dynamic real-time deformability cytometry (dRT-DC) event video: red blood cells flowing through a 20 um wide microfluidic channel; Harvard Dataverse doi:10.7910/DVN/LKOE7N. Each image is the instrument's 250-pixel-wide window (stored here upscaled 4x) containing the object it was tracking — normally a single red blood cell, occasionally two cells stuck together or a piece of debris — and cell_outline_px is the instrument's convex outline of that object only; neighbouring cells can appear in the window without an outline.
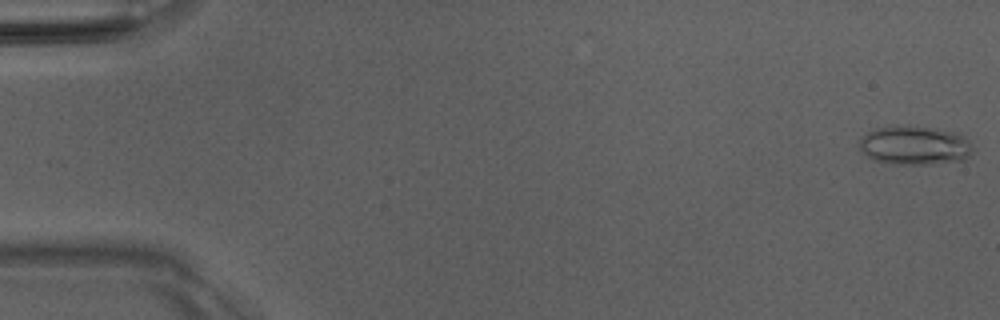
{"species": "Egyptian fruit bat (a non-hibernating species)", "species_latin": "Rousettus aegyptiacus", "temperature_condition": "room temperature", "stored_images_in_passage": 51, "camera_frame_rate_fps": 3000, "um_per_image_px": 0.085, "animal": {"sex": "male"}, "frame": {"image": 1, "passage_image": 1, "time_ms": 0.0, "image_size_px": [1000, 320], "cell_outline_px": [[972, 152], [964, 160], [932, 164], [892, 164], [876, 160], [860, 152], [860, 136], [876, 128], [892, 124], [908, 124], [936, 128], [960, 132], [968, 140], [972, 148]], "centroid_in_image_um": [77.74, 12.32], "position_along_channel_um": 7.3, "area_um2": 26.41}}
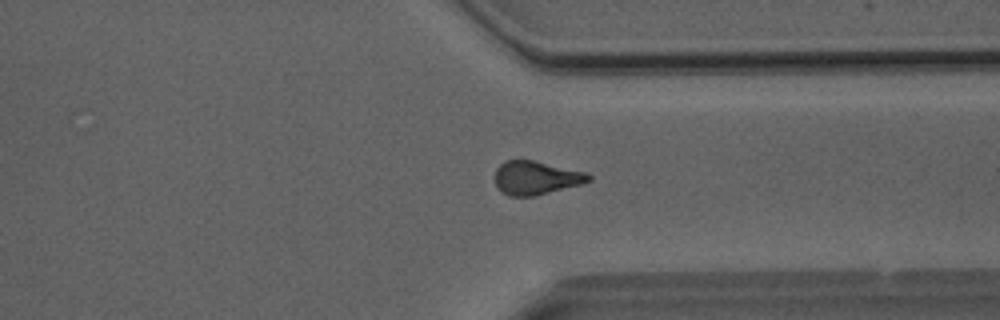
{"frame": {"image": 2, "passage_image": 39, "time_ms": 12.667, "image_size_px": [1000, 320], "cell_outline_px": [[592, 180], [584, 184], [536, 196], [508, 196], [496, 188], [496, 168], [504, 160], [532, 160], [588, 172], [592, 176]], "centroid_in_image_um": [45.6, 15.12], "position_along_channel_um": 365.8, "area_um2": 18.67}}
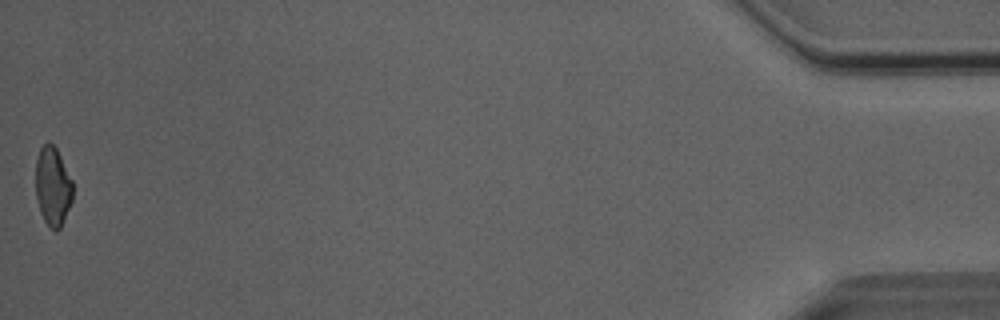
{"frame": {"image": 3, "passage_image": 51, "time_ms": 16.667, "image_size_px": [1000, 320], "cell_outline_px": [[72, 200], [64, 220], [60, 228], [56, 232], [44, 220], [40, 212], [36, 196], [36, 160], [40, 148], [48, 140], [56, 148], [72, 180]], "centroid_in_image_um": [4.48, 15.83], "position_along_channel_um": 430.7, "area_um2": 16.94}, "authors_computed_cell_mechanics": {"area_um2": 18.6694, "velocity_mm_per_s": 4.0611, "shape_relaxation_time_tau1_ms": 7.694, "shape_relaxation_time_tau2_ms": 1.6691, "deformation_change_tau1": 0.1871, "deformation_change_tau2": 0.0917}}